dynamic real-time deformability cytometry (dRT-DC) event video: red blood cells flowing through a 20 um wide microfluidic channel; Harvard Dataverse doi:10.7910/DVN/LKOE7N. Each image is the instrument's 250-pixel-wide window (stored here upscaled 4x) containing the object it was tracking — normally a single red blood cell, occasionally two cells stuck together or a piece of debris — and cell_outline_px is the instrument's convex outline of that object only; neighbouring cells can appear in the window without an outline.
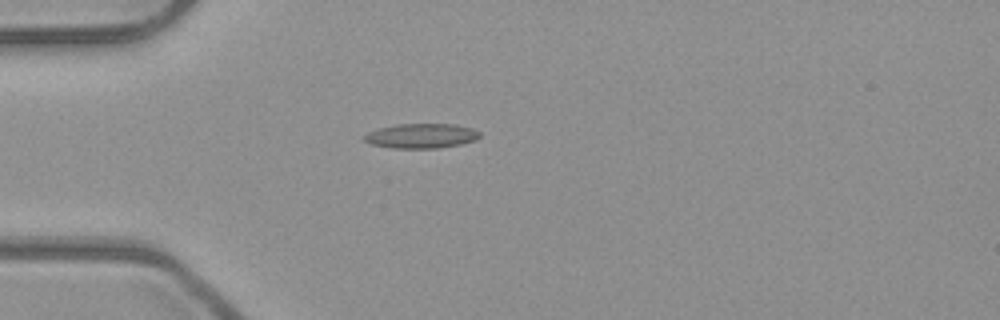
{"species": "common noctule bat (a hibernating species)", "species_latin": "Nyctalus noctula", "temperature_condition": "room temperature", "stored_images_in_passage": 3, "camera_frame_rate_fps": 3000, "um_per_image_px": 0.085, "animal": {"sex": "male", "body_mass_g": 23.1, "forearm_length_mm": 52.7}, "frame": {"image": 1, "passage_image": 2, "time_ms": 0.333, "image_size_px": [1000, 320], "cell_outline_px": [[480, 136], [476, 140], [460, 144], [436, 148], [392, 148], [372, 144], [364, 140], [360, 136], [368, 132], [380, 128], [396, 124], [452, 124], [472, 128], [480, 132]], "centroid_in_image_um": [35.79, 11.55], "position_along_channel_um": 49.2, "area_um2": 16.59}}